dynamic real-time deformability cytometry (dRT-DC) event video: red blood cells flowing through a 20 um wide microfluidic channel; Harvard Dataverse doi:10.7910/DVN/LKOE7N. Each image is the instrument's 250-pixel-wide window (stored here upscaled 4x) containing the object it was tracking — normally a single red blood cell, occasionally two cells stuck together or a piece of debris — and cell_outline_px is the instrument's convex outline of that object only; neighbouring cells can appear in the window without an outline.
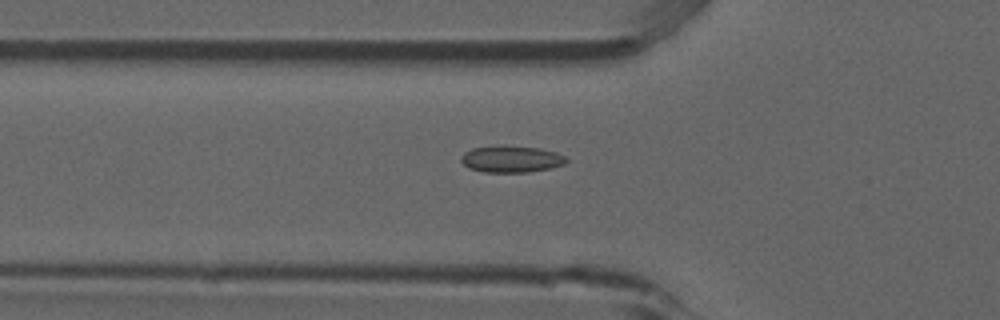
{"species": "common noctule bat (a hibernating species)", "species_latin": "Nyctalus noctula", "temperature_condition": "room temperature", "stored_images_in_passage": 35, "camera_frame_rate_fps": 3000, "um_per_image_px": 0.085, "animal": {"sex": "male", "forearm_length_mm": 52.5}, "frame": {"image": 1, "passage_image": 2, "time_ms": 0.333, "image_size_px": [1000, 320], "cell_outline_px": [[568, 160], [564, 164], [552, 168], [528, 172], [484, 172], [468, 168], [460, 160], [460, 156], [464, 152], [472, 148], [500, 144], [504, 144], [540, 148], [556, 152], [564, 156]], "centroid_in_image_um": [43.43, 13.5], "position_along_channel_um": 82.4, "area_um2": 16.76}}
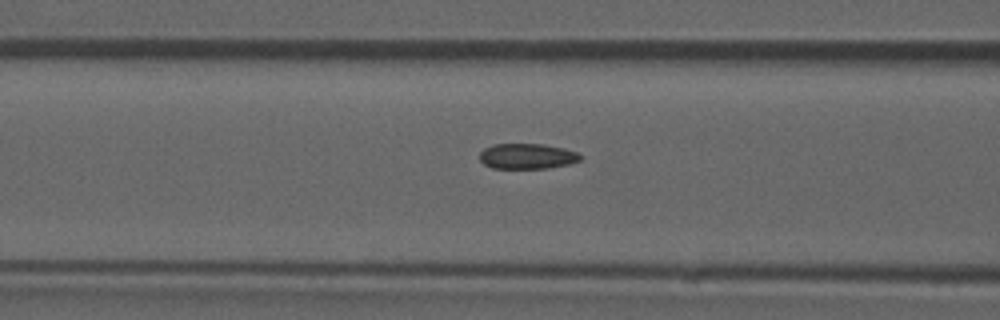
{"frame": {"image": 2, "passage_image": 5, "time_ms": 1.333, "image_size_px": [1000, 320], "cell_outline_px": [[584, 156], [580, 160], [568, 164], [548, 168], [492, 168], [484, 164], [480, 160], [480, 152], [484, 148], [492, 144], [544, 144], [564, 148], [576, 152]], "centroid_in_image_um": [44.81, 13.27], "position_along_channel_um": 121.8, "area_um2": 14.97}}
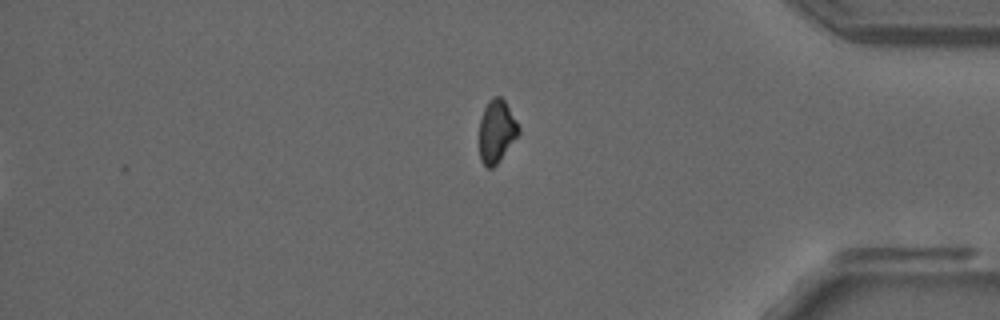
{"frame": {"image": 3, "passage_image": 28, "time_ms": 9.0, "image_size_px": [1000, 320], "cell_outline_px": [[520, 132], [496, 164], [492, 168], [488, 168], [480, 160], [480, 120], [484, 108], [488, 100], [496, 96], [500, 96], [504, 100], [516, 120], [520, 128]], "centroid_in_image_um": [42.2, 11.14], "position_along_channel_um": 393.0, "area_um2": 14.1}, "authors_computed_cell_mechanics": {"area_um2": 14.9702, "velocity_mm_per_s": 3.893, "shape_relaxation_time_tau1_ms": null, "shape_relaxation_time_tau2_ms": 2.459, "deformation_change_tau1": null, "deformation_change_tau2": 0.0673}}